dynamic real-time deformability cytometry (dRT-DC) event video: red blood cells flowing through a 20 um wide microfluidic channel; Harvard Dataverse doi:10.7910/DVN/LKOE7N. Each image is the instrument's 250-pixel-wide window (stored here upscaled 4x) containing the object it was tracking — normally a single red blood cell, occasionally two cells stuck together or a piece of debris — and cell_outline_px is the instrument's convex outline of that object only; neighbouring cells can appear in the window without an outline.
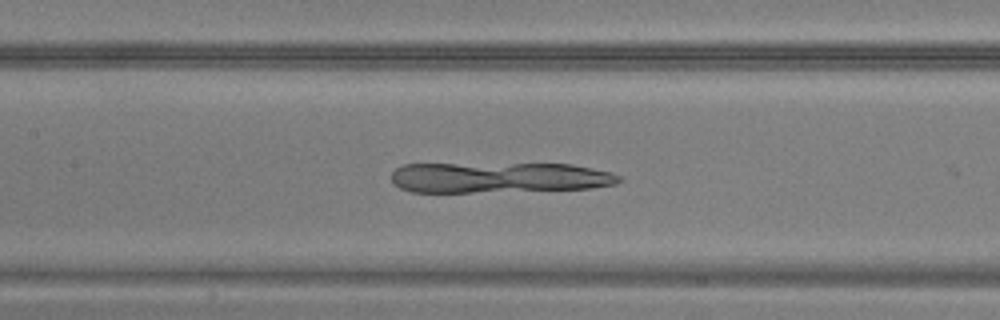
{"species": "common noctule bat (a hibernating species)", "species_latin": "Nyctalus noctula", "temperature_condition": "warm", "stored_images_in_passage": 23, "camera_frame_rate_fps": 3000, "um_per_image_px": 0.085, "animal": {"sex": "male", "body_mass_g": 20.5, "forearm_length_mm": 52.5}, "frame": {"image": 1, "passage_image": 22, "time_ms": 7.0, "image_size_px": [1000, 320], "cell_outline_px": [[624, 180], [616, 184], [592, 188], [472, 192], [412, 192], [400, 188], [392, 180], [392, 172], [396, 168], [404, 164], [572, 164], [612, 172], [620, 176]], "centroid_in_image_um": [42.44, 15.09], "position_along_channel_um": 165.0, "area_um2": 40.52}}